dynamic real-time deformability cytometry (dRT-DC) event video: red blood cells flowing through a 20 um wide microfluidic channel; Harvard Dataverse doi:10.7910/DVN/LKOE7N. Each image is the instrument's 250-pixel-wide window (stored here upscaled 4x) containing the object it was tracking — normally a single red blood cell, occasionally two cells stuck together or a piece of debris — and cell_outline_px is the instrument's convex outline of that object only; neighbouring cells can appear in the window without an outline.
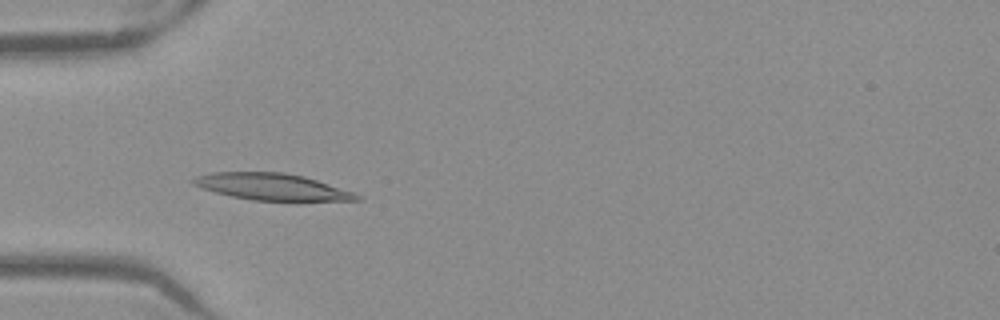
{"species": "Egyptian fruit bat (a non-hibernating species)", "species_latin": "Rousettus aegyptiacus", "temperature_condition": "warm", "stored_images_in_passage": 50, "camera_frame_rate_fps": 3000, "um_per_image_px": 0.085, "frame": {"image": 1, "passage_image": 15, "time_ms": 4.667, "image_size_px": [1000, 320], "cell_outline_px": [[360, 200], [252, 200], [232, 196], [200, 188], [192, 184], [188, 180], [196, 176], [212, 172], [284, 172], [304, 176], [352, 192], [360, 196]], "centroid_in_image_um": [23.01, 15.86], "position_along_channel_um": 62.0, "area_um2": 25.03}}
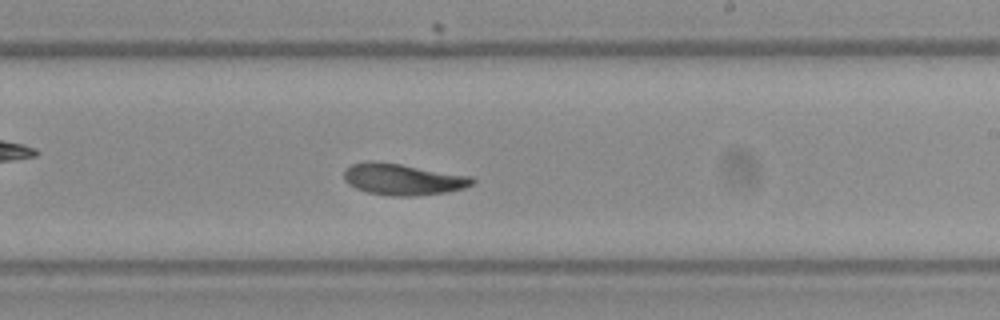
{"frame": {"image": 2, "passage_image": 30, "time_ms": 9.667, "image_size_px": [1000, 320], "cell_outline_px": [[476, 180], [472, 184], [464, 188], [448, 192], [412, 196], [392, 196], [368, 192], [356, 188], [348, 184], [344, 180], [344, 168], [352, 164], [368, 160], [372, 160], [400, 164], [472, 176]], "centroid_in_image_um": [34.23, 15.23], "position_along_channel_um": 254.8, "area_um2": 23.58}}
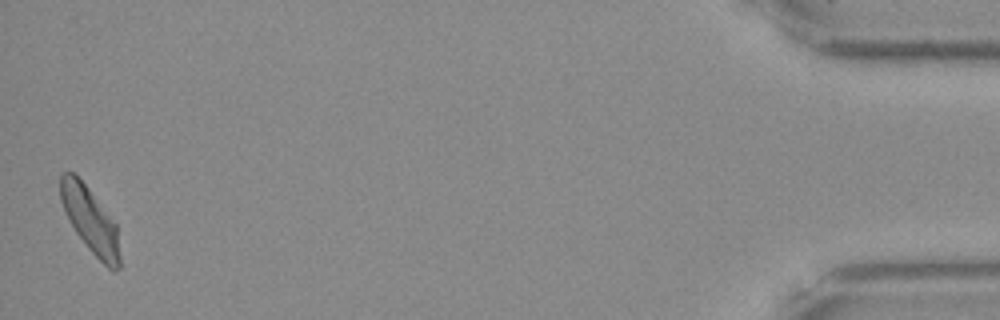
{"frame": {"image": 3, "passage_image": 50, "time_ms": 16.333, "image_size_px": [1000, 320], "cell_outline_px": [[120, 268], [112, 272], [88, 248], [76, 232], [60, 200], [60, 176], [64, 172], [72, 172], [88, 188], [116, 224], [120, 256]], "centroid_in_image_um": [7.68, 18.74], "position_along_channel_um": 427.5, "area_um2": 22.08}, "authors_computed_cell_mechanics": {"area_um2": 23.5824, "velocity_mm_per_s": 3.9164, "shape_relaxation_time_tau1_ms": null, "shape_relaxation_time_tau2_ms": 6.5932, "deformation_change_tau1": null, "deformation_change_tau2": 0.1296}}